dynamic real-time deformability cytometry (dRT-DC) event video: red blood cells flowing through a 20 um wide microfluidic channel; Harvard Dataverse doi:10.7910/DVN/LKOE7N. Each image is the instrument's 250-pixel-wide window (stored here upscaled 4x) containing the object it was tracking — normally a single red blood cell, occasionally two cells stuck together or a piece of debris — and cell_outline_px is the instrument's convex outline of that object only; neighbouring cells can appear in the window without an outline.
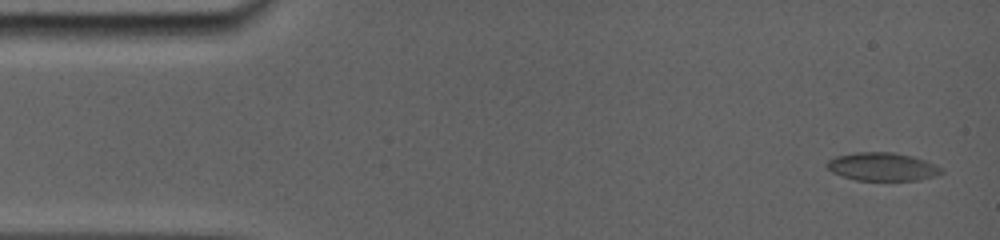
{"species": "common noctule bat (a hibernating species)", "species_latin": "Nyctalus noctula", "temperature_condition": "room temperature", "stored_images_in_passage": 36, "camera_frame_rate_fps": 5000, "um_per_image_px": 0.085, "animal": {"sex": "female", "body_mass_g": 19.0, "forearm_length_mm": 56.7}, "frame": {"image": 1, "passage_image": 1, "time_ms": 0.0, "image_size_px": [1000, 240], "cell_outline_px": [[940, 172], [916, 180], [856, 180], [832, 172], [828, 168], [828, 164], [832, 160], [840, 156], [904, 156], [920, 160], [936, 168]], "centroid_in_image_um": [74.91, 14.28], "position_along_channel_um": 10.1, "area_um2": 15.9}}
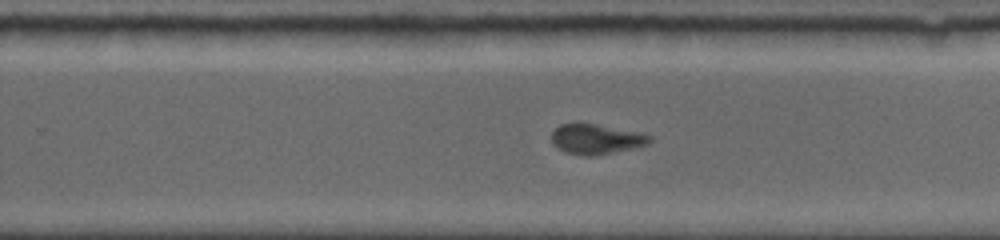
{"frame": {"image": 2, "passage_image": 21, "time_ms": 10.0, "image_size_px": [1000, 240], "cell_outline_px": [[652, 140], [648, 144], [632, 148], [592, 156], [584, 156], [564, 152], [556, 148], [552, 144], [552, 132], [560, 124], [576, 120], [580, 120], [640, 132], [652, 136]], "centroid_in_image_um": [50.62, 11.77], "position_along_channel_um": 279.2, "area_um2": 17.86}}
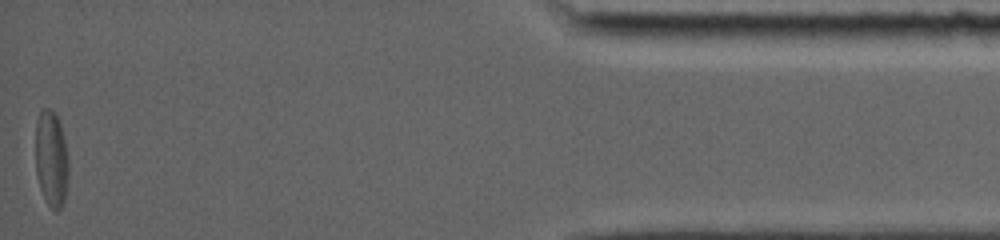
{"frame": {"image": 3, "passage_image": 36, "time_ms": 15.8, "image_size_px": [1000, 240], "cell_outline_px": [[68, 176], [64, 200], [60, 208], [56, 212], [48, 204], [40, 188], [36, 172], [36, 120], [40, 112], [44, 108], [48, 108], [56, 116], [60, 124], [68, 156]], "centroid_in_image_um": [4.36, 13.51], "position_along_channel_um": 430.8, "area_um2": 18.26}, "authors_computed_cell_mechanics": {"area_um2": 17.2244, "velocity_mm_per_s": 3.7957, "shape_relaxation_time_tau1_ms": 6.9046, "shape_relaxation_time_tau2_ms": 1.4402, "deformation_change_tau1": 0.1946, "deformation_change_tau2": 0.0634}}